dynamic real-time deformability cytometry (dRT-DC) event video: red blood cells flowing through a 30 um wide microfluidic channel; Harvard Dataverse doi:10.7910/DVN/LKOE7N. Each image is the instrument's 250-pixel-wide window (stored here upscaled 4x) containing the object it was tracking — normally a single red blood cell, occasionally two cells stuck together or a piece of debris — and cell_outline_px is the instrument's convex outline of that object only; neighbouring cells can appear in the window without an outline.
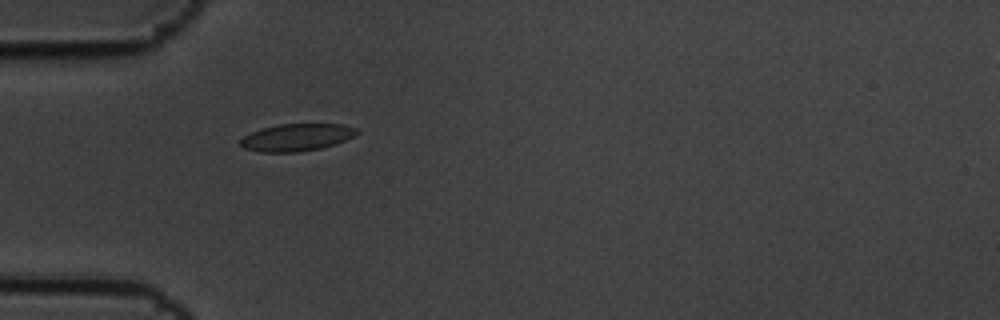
{"species": "common noctule bat (a hibernating species)", "species_latin": "Nyctalus noctula", "temperature_condition": "cold", "stored_images_in_passage": 2, "camera_frame_rate_fps": 3000, "um_per_image_px": 0.085, "animal": {"sex": "male", "body_mass_g": 19.5, "forearm_length_mm": 54.6}, "frame": {"image": 1, "passage_image": 1, "time_ms": 0.0, "image_size_px": [1000, 320], "cell_outline_px": [[360, 132], [356, 136], [336, 144], [320, 148], [296, 152], [260, 152], [244, 148], [240, 144], [240, 140], [244, 136], [252, 132], [264, 128], [280, 124], [344, 124], [356, 128]], "centroid_in_image_um": [25.27, 11.67], "position_along_channel_um": 59.7, "area_um2": 18.5}}
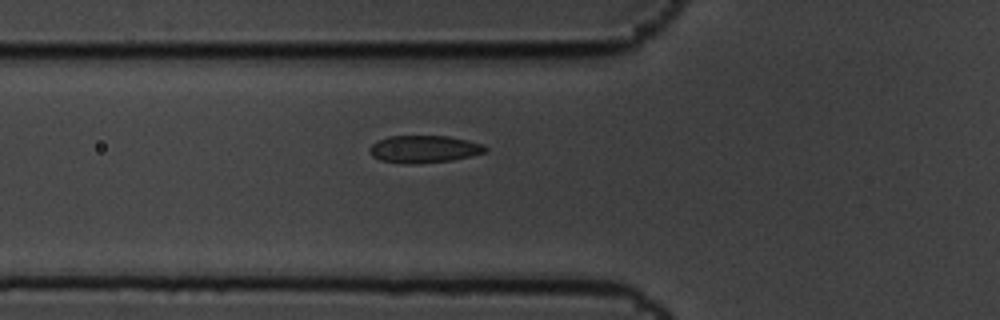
{"frame": {"image": 2, "passage_image": 2, "time_ms": 0.333, "image_size_px": [1000, 320], "cell_outline_px": [[488, 152], [452, 160], [420, 164], [408, 164], [380, 160], [372, 156], [368, 152], [368, 148], [376, 140], [388, 136], [448, 136], [468, 140], [484, 144], [488, 148]], "centroid_in_image_um": [36.04, 12.67], "position_along_channel_um": 89.8, "area_um2": 18.79}}